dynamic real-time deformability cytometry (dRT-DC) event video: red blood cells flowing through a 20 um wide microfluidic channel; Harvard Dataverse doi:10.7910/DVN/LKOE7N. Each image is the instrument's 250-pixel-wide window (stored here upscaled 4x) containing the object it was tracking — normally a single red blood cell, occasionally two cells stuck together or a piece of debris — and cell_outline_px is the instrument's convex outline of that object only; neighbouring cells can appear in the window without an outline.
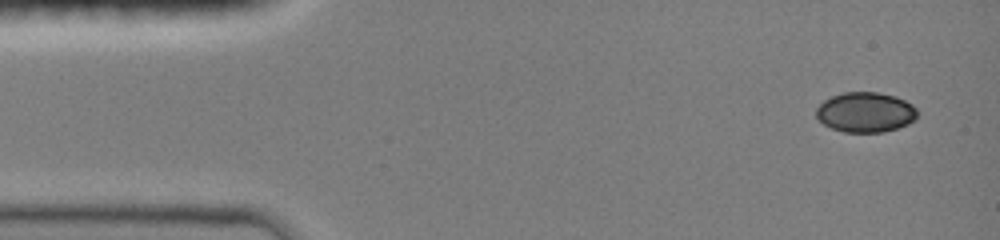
{"species": "common noctule bat (a hibernating species)", "species_latin": "Nyctalus noctula", "temperature_condition": "room temperature", "stored_images_in_passage": 15, "camera_frame_rate_fps": 3000, "um_per_image_px": 0.085, "animal": {"sex": "female", "body_mass_g": 19.0, "forearm_length_mm": 51.5}, "frame": {"image": 1, "passage_image": 1, "time_ms": 0.0, "image_size_px": [1000, 240], "cell_outline_px": [[916, 120], [908, 124], [884, 132], [844, 132], [832, 128], [824, 124], [816, 116], [816, 108], [824, 100], [832, 96], [844, 92], [876, 92], [896, 96], [912, 104], [916, 108]], "centroid_in_image_um": [73.57, 9.54], "position_along_channel_um": 11.4, "area_um2": 23.58}}
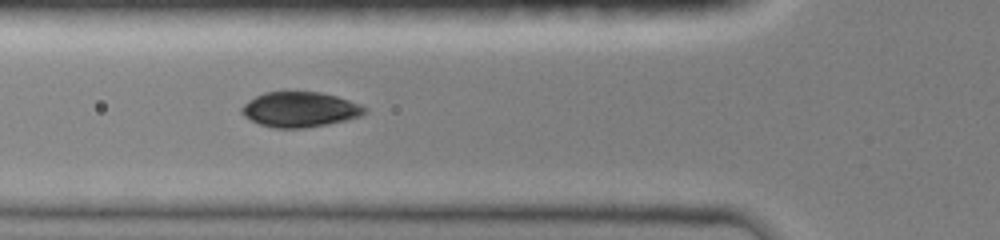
{"frame": {"image": 2, "passage_image": 7, "time_ms": 4.667, "image_size_px": [1000, 240], "cell_outline_px": [[368, 112], [360, 116], [328, 124], [304, 128], [272, 128], [260, 124], [244, 116], [240, 112], [240, 108], [248, 100], [264, 92], [320, 92], [336, 96], [360, 104]], "centroid_in_image_um": [25.46, 9.31], "position_along_channel_um": 100.3, "area_um2": 25.09}}
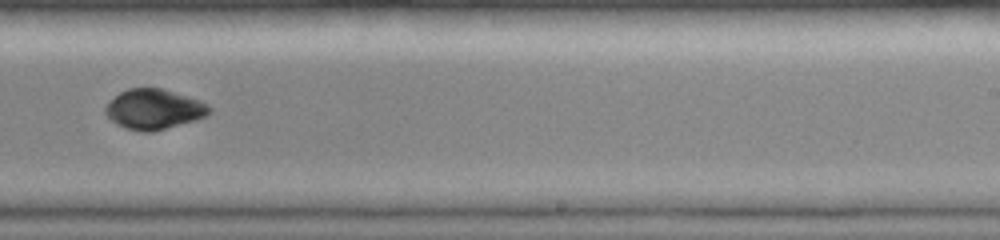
{"frame": {"image": 3, "passage_image": 13, "time_ms": 9.0, "image_size_px": [1000, 240], "cell_outline_px": [[212, 112], [208, 116], [196, 120], [152, 132], [144, 132], [124, 128], [116, 124], [104, 112], [104, 108], [120, 92], [128, 88], [160, 88], [200, 100], [208, 104], [212, 108]], "centroid_in_image_um": [13.12, 9.29], "position_along_channel_um": 275.9, "area_um2": 24.28}}